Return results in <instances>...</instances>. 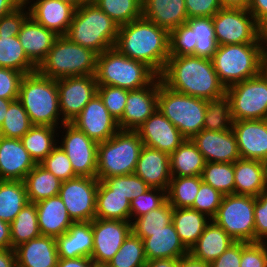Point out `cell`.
I'll return each instance as SVG.
<instances>
[{"instance_id": "cell-50", "label": "cell", "mask_w": 267, "mask_h": 267, "mask_svg": "<svg viewBox=\"0 0 267 267\" xmlns=\"http://www.w3.org/2000/svg\"><path fill=\"white\" fill-rule=\"evenodd\" d=\"M167 201V191L149 188L130 202L131 221L152 210L158 209ZM133 218V219H132Z\"/></svg>"}, {"instance_id": "cell-30", "label": "cell", "mask_w": 267, "mask_h": 267, "mask_svg": "<svg viewBox=\"0 0 267 267\" xmlns=\"http://www.w3.org/2000/svg\"><path fill=\"white\" fill-rule=\"evenodd\" d=\"M142 16L168 32L188 20L185 0H142Z\"/></svg>"}, {"instance_id": "cell-6", "label": "cell", "mask_w": 267, "mask_h": 267, "mask_svg": "<svg viewBox=\"0 0 267 267\" xmlns=\"http://www.w3.org/2000/svg\"><path fill=\"white\" fill-rule=\"evenodd\" d=\"M158 75L145 63L110 48L97 55L96 81L98 85L136 90L149 85Z\"/></svg>"}, {"instance_id": "cell-17", "label": "cell", "mask_w": 267, "mask_h": 267, "mask_svg": "<svg viewBox=\"0 0 267 267\" xmlns=\"http://www.w3.org/2000/svg\"><path fill=\"white\" fill-rule=\"evenodd\" d=\"M160 82L161 79L157 76L143 88L128 90L123 116L118 121L120 130L136 131L156 111Z\"/></svg>"}, {"instance_id": "cell-57", "label": "cell", "mask_w": 267, "mask_h": 267, "mask_svg": "<svg viewBox=\"0 0 267 267\" xmlns=\"http://www.w3.org/2000/svg\"><path fill=\"white\" fill-rule=\"evenodd\" d=\"M24 74L8 68H0V98L17 100Z\"/></svg>"}, {"instance_id": "cell-27", "label": "cell", "mask_w": 267, "mask_h": 267, "mask_svg": "<svg viewBox=\"0 0 267 267\" xmlns=\"http://www.w3.org/2000/svg\"><path fill=\"white\" fill-rule=\"evenodd\" d=\"M55 239L59 258H91L93 252L92 221L74 222L64 234Z\"/></svg>"}, {"instance_id": "cell-4", "label": "cell", "mask_w": 267, "mask_h": 267, "mask_svg": "<svg viewBox=\"0 0 267 267\" xmlns=\"http://www.w3.org/2000/svg\"><path fill=\"white\" fill-rule=\"evenodd\" d=\"M118 31V24L91 2L75 10L65 36L98 55L115 46Z\"/></svg>"}, {"instance_id": "cell-63", "label": "cell", "mask_w": 267, "mask_h": 267, "mask_svg": "<svg viewBox=\"0 0 267 267\" xmlns=\"http://www.w3.org/2000/svg\"><path fill=\"white\" fill-rule=\"evenodd\" d=\"M12 248L10 224L0 220V250Z\"/></svg>"}, {"instance_id": "cell-55", "label": "cell", "mask_w": 267, "mask_h": 267, "mask_svg": "<svg viewBox=\"0 0 267 267\" xmlns=\"http://www.w3.org/2000/svg\"><path fill=\"white\" fill-rule=\"evenodd\" d=\"M240 267H267V242H241Z\"/></svg>"}, {"instance_id": "cell-36", "label": "cell", "mask_w": 267, "mask_h": 267, "mask_svg": "<svg viewBox=\"0 0 267 267\" xmlns=\"http://www.w3.org/2000/svg\"><path fill=\"white\" fill-rule=\"evenodd\" d=\"M24 184L28 201L37 203L58 195L62 181L40 164H36L26 175Z\"/></svg>"}, {"instance_id": "cell-43", "label": "cell", "mask_w": 267, "mask_h": 267, "mask_svg": "<svg viewBox=\"0 0 267 267\" xmlns=\"http://www.w3.org/2000/svg\"><path fill=\"white\" fill-rule=\"evenodd\" d=\"M174 208L166 201L158 209L135 218L132 224V232L142 240L150 236V233L158 232L172 223Z\"/></svg>"}, {"instance_id": "cell-5", "label": "cell", "mask_w": 267, "mask_h": 267, "mask_svg": "<svg viewBox=\"0 0 267 267\" xmlns=\"http://www.w3.org/2000/svg\"><path fill=\"white\" fill-rule=\"evenodd\" d=\"M143 146L139 134L132 130H119L110 139L100 142L96 178L101 181L133 174Z\"/></svg>"}, {"instance_id": "cell-15", "label": "cell", "mask_w": 267, "mask_h": 267, "mask_svg": "<svg viewBox=\"0 0 267 267\" xmlns=\"http://www.w3.org/2000/svg\"><path fill=\"white\" fill-rule=\"evenodd\" d=\"M59 108L65 123H71L97 94L95 75L65 77L57 80Z\"/></svg>"}, {"instance_id": "cell-28", "label": "cell", "mask_w": 267, "mask_h": 267, "mask_svg": "<svg viewBox=\"0 0 267 267\" xmlns=\"http://www.w3.org/2000/svg\"><path fill=\"white\" fill-rule=\"evenodd\" d=\"M235 194L257 197L267 190V163L238 159L234 162Z\"/></svg>"}, {"instance_id": "cell-66", "label": "cell", "mask_w": 267, "mask_h": 267, "mask_svg": "<svg viewBox=\"0 0 267 267\" xmlns=\"http://www.w3.org/2000/svg\"><path fill=\"white\" fill-rule=\"evenodd\" d=\"M179 259H153L146 262L144 267H178Z\"/></svg>"}, {"instance_id": "cell-24", "label": "cell", "mask_w": 267, "mask_h": 267, "mask_svg": "<svg viewBox=\"0 0 267 267\" xmlns=\"http://www.w3.org/2000/svg\"><path fill=\"white\" fill-rule=\"evenodd\" d=\"M134 173L150 188L167 191L172 178L170 155L158 149L143 146Z\"/></svg>"}, {"instance_id": "cell-64", "label": "cell", "mask_w": 267, "mask_h": 267, "mask_svg": "<svg viewBox=\"0 0 267 267\" xmlns=\"http://www.w3.org/2000/svg\"><path fill=\"white\" fill-rule=\"evenodd\" d=\"M0 267H17L15 249L0 250Z\"/></svg>"}, {"instance_id": "cell-70", "label": "cell", "mask_w": 267, "mask_h": 267, "mask_svg": "<svg viewBox=\"0 0 267 267\" xmlns=\"http://www.w3.org/2000/svg\"><path fill=\"white\" fill-rule=\"evenodd\" d=\"M13 100H8V99H3L0 98V127L4 121L7 109L9 107V104L12 102Z\"/></svg>"}, {"instance_id": "cell-1", "label": "cell", "mask_w": 267, "mask_h": 267, "mask_svg": "<svg viewBox=\"0 0 267 267\" xmlns=\"http://www.w3.org/2000/svg\"><path fill=\"white\" fill-rule=\"evenodd\" d=\"M159 77L170 89L207 101L226 94V88L208 58L194 55L169 56Z\"/></svg>"}, {"instance_id": "cell-53", "label": "cell", "mask_w": 267, "mask_h": 267, "mask_svg": "<svg viewBox=\"0 0 267 267\" xmlns=\"http://www.w3.org/2000/svg\"><path fill=\"white\" fill-rule=\"evenodd\" d=\"M223 194L214 189L212 186L202 182L199 191L195 197L191 209L197 210L213 219L221 205Z\"/></svg>"}, {"instance_id": "cell-21", "label": "cell", "mask_w": 267, "mask_h": 267, "mask_svg": "<svg viewBox=\"0 0 267 267\" xmlns=\"http://www.w3.org/2000/svg\"><path fill=\"white\" fill-rule=\"evenodd\" d=\"M240 158L267 163V119L233 121Z\"/></svg>"}, {"instance_id": "cell-23", "label": "cell", "mask_w": 267, "mask_h": 267, "mask_svg": "<svg viewBox=\"0 0 267 267\" xmlns=\"http://www.w3.org/2000/svg\"><path fill=\"white\" fill-rule=\"evenodd\" d=\"M35 165L20 139L0 136V180L24 181Z\"/></svg>"}, {"instance_id": "cell-14", "label": "cell", "mask_w": 267, "mask_h": 267, "mask_svg": "<svg viewBox=\"0 0 267 267\" xmlns=\"http://www.w3.org/2000/svg\"><path fill=\"white\" fill-rule=\"evenodd\" d=\"M66 129V130H65ZM60 146L79 177L96 178L98 144L72 123H64Z\"/></svg>"}, {"instance_id": "cell-60", "label": "cell", "mask_w": 267, "mask_h": 267, "mask_svg": "<svg viewBox=\"0 0 267 267\" xmlns=\"http://www.w3.org/2000/svg\"><path fill=\"white\" fill-rule=\"evenodd\" d=\"M241 262V242H235L226 249L216 260L211 267H240Z\"/></svg>"}, {"instance_id": "cell-16", "label": "cell", "mask_w": 267, "mask_h": 267, "mask_svg": "<svg viewBox=\"0 0 267 267\" xmlns=\"http://www.w3.org/2000/svg\"><path fill=\"white\" fill-rule=\"evenodd\" d=\"M92 231L91 259L96 265L106 266L132 232V224L131 221L95 218L92 221Z\"/></svg>"}, {"instance_id": "cell-40", "label": "cell", "mask_w": 267, "mask_h": 267, "mask_svg": "<svg viewBox=\"0 0 267 267\" xmlns=\"http://www.w3.org/2000/svg\"><path fill=\"white\" fill-rule=\"evenodd\" d=\"M0 68H8L26 74L37 71L28 59L18 36H0Z\"/></svg>"}, {"instance_id": "cell-9", "label": "cell", "mask_w": 267, "mask_h": 267, "mask_svg": "<svg viewBox=\"0 0 267 267\" xmlns=\"http://www.w3.org/2000/svg\"><path fill=\"white\" fill-rule=\"evenodd\" d=\"M157 108L186 139H192L203 129L206 114L204 99L179 93L160 82Z\"/></svg>"}, {"instance_id": "cell-2", "label": "cell", "mask_w": 267, "mask_h": 267, "mask_svg": "<svg viewBox=\"0 0 267 267\" xmlns=\"http://www.w3.org/2000/svg\"><path fill=\"white\" fill-rule=\"evenodd\" d=\"M114 48L145 63L159 76L169 58V32L142 16L119 26Z\"/></svg>"}, {"instance_id": "cell-49", "label": "cell", "mask_w": 267, "mask_h": 267, "mask_svg": "<svg viewBox=\"0 0 267 267\" xmlns=\"http://www.w3.org/2000/svg\"><path fill=\"white\" fill-rule=\"evenodd\" d=\"M101 181L113 191V194L124 195L130 202L150 188L135 173L105 178Z\"/></svg>"}, {"instance_id": "cell-20", "label": "cell", "mask_w": 267, "mask_h": 267, "mask_svg": "<svg viewBox=\"0 0 267 267\" xmlns=\"http://www.w3.org/2000/svg\"><path fill=\"white\" fill-rule=\"evenodd\" d=\"M191 140L206 162L234 163L240 159L236 135L232 129L223 131L202 129Z\"/></svg>"}, {"instance_id": "cell-35", "label": "cell", "mask_w": 267, "mask_h": 267, "mask_svg": "<svg viewBox=\"0 0 267 267\" xmlns=\"http://www.w3.org/2000/svg\"><path fill=\"white\" fill-rule=\"evenodd\" d=\"M95 218L131 221L130 201L124 195L113 194L112 190L99 181Z\"/></svg>"}, {"instance_id": "cell-39", "label": "cell", "mask_w": 267, "mask_h": 267, "mask_svg": "<svg viewBox=\"0 0 267 267\" xmlns=\"http://www.w3.org/2000/svg\"><path fill=\"white\" fill-rule=\"evenodd\" d=\"M185 23L192 29L195 56L211 59L219 46L212 17H192Z\"/></svg>"}, {"instance_id": "cell-54", "label": "cell", "mask_w": 267, "mask_h": 267, "mask_svg": "<svg viewBox=\"0 0 267 267\" xmlns=\"http://www.w3.org/2000/svg\"><path fill=\"white\" fill-rule=\"evenodd\" d=\"M195 56L192 29L186 24H181L169 32V56Z\"/></svg>"}, {"instance_id": "cell-22", "label": "cell", "mask_w": 267, "mask_h": 267, "mask_svg": "<svg viewBox=\"0 0 267 267\" xmlns=\"http://www.w3.org/2000/svg\"><path fill=\"white\" fill-rule=\"evenodd\" d=\"M25 0L29 16L58 36L66 35L76 8L60 0ZM32 3V4H30Z\"/></svg>"}, {"instance_id": "cell-42", "label": "cell", "mask_w": 267, "mask_h": 267, "mask_svg": "<svg viewBox=\"0 0 267 267\" xmlns=\"http://www.w3.org/2000/svg\"><path fill=\"white\" fill-rule=\"evenodd\" d=\"M201 176L172 177L167 189V201L173 208H190L193 205Z\"/></svg>"}, {"instance_id": "cell-29", "label": "cell", "mask_w": 267, "mask_h": 267, "mask_svg": "<svg viewBox=\"0 0 267 267\" xmlns=\"http://www.w3.org/2000/svg\"><path fill=\"white\" fill-rule=\"evenodd\" d=\"M35 204L41 235L56 238L64 234L74 223L59 195L41 200Z\"/></svg>"}, {"instance_id": "cell-56", "label": "cell", "mask_w": 267, "mask_h": 267, "mask_svg": "<svg viewBox=\"0 0 267 267\" xmlns=\"http://www.w3.org/2000/svg\"><path fill=\"white\" fill-rule=\"evenodd\" d=\"M27 6L22 2L11 13L0 18V36H18L22 24L29 17V10L26 11Z\"/></svg>"}, {"instance_id": "cell-41", "label": "cell", "mask_w": 267, "mask_h": 267, "mask_svg": "<svg viewBox=\"0 0 267 267\" xmlns=\"http://www.w3.org/2000/svg\"><path fill=\"white\" fill-rule=\"evenodd\" d=\"M12 249L40 236L37 207L28 202L10 223Z\"/></svg>"}, {"instance_id": "cell-10", "label": "cell", "mask_w": 267, "mask_h": 267, "mask_svg": "<svg viewBox=\"0 0 267 267\" xmlns=\"http://www.w3.org/2000/svg\"><path fill=\"white\" fill-rule=\"evenodd\" d=\"M255 197L229 194L222 198L217 214L212 219L236 242H255Z\"/></svg>"}, {"instance_id": "cell-46", "label": "cell", "mask_w": 267, "mask_h": 267, "mask_svg": "<svg viewBox=\"0 0 267 267\" xmlns=\"http://www.w3.org/2000/svg\"><path fill=\"white\" fill-rule=\"evenodd\" d=\"M118 26L142 17V0H94Z\"/></svg>"}, {"instance_id": "cell-13", "label": "cell", "mask_w": 267, "mask_h": 267, "mask_svg": "<svg viewBox=\"0 0 267 267\" xmlns=\"http://www.w3.org/2000/svg\"><path fill=\"white\" fill-rule=\"evenodd\" d=\"M99 180L90 177H75L62 181L59 196L73 222L95 219L96 195Z\"/></svg>"}, {"instance_id": "cell-33", "label": "cell", "mask_w": 267, "mask_h": 267, "mask_svg": "<svg viewBox=\"0 0 267 267\" xmlns=\"http://www.w3.org/2000/svg\"><path fill=\"white\" fill-rule=\"evenodd\" d=\"M211 220L205 214L191 208H174L172 217L176 232L188 250L197 242Z\"/></svg>"}, {"instance_id": "cell-51", "label": "cell", "mask_w": 267, "mask_h": 267, "mask_svg": "<svg viewBox=\"0 0 267 267\" xmlns=\"http://www.w3.org/2000/svg\"><path fill=\"white\" fill-rule=\"evenodd\" d=\"M40 165L61 181L77 177L68 156L60 145H56Z\"/></svg>"}, {"instance_id": "cell-12", "label": "cell", "mask_w": 267, "mask_h": 267, "mask_svg": "<svg viewBox=\"0 0 267 267\" xmlns=\"http://www.w3.org/2000/svg\"><path fill=\"white\" fill-rule=\"evenodd\" d=\"M233 121L267 119V76H257L226 88Z\"/></svg>"}, {"instance_id": "cell-26", "label": "cell", "mask_w": 267, "mask_h": 267, "mask_svg": "<svg viewBox=\"0 0 267 267\" xmlns=\"http://www.w3.org/2000/svg\"><path fill=\"white\" fill-rule=\"evenodd\" d=\"M17 267H56L59 260L55 237L40 235L15 248Z\"/></svg>"}, {"instance_id": "cell-58", "label": "cell", "mask_w": 267, "mask_h": 267, "mask_svg": "<svg viewBox=\"0 0 267 267\" xmlns=\"http://www.w3.org/2000/svg\"><path fill=\"white\" fill-rule=\"evenodd\" d=\"M255 242H267V190L255 197Z\"/></svg>"}, {"instance_id": "cell-71", "label": "cell", "mask_w": 267, "mask_h": 267, "mask_svg": "<svg viewBox=\"0 0 267 267\" xmlns=\"http://www.w3.org/2000/svg\"><path fill=\"white\" fill-rule=\"evenodd\" d=\"M60 1L69 3L77 9L78 7H80L84 4H87V3H91L94 0H60Z\"/></svg>"}, {"instance_id": "cell-45", "label": "cell", "mask_w": 267, "mask_h": 267, "mask_svg": "<svg viewBox=\"0 0 267 267\" xmlns=\"http://www.w3.org/2000/svg\"><path fill=\"white\" fill-rule=\"evenodd\" d=\"M146 262L143 240L131 232L106 267H144Z\"/></svg>"}, {"instance_id": "cell-69", "label": "cell", "mask_w": 267, "mask_h": 267, "mask_svg": "<svg viewBox=\"0 0 267 267\" xmlns=\"http://www.w3.org/2000/svg\"><path fill=\"white\" fill-rule=\"evenodd\" d=\"M262 72L267 76V34H263Z\"/></svg>"}, {"instance_id": "cell-18", "label": "cell", "mask_w": 267, "mask_h": 267, "mask_svg": "<svg viewBox=\"0 0 267 267\" xmlns=\"http://www.w3.org/2000/svg\"><path fill=\"white\" fill-rule=\"evenodd\" d=\"M71 123L97 143L110 139L120 130L118 121L110 115L98 94Z\"/></svg>"}, {"instance_id": "cell-52", "label": "cell", "mask_w": 267, "mask_h": 267, "mask_svg": "<svg viewBox=\"0 0 267 267\" xmlns=\"http://www.w3.org/2000/svg\"><path fill=\"white\" fill-rule=\"evenodd\" d=\"M97 94L110 115L119 121L123 116L128 90L116 86L98 85Z\"/></svg>"}, {"instance_id": "cell-67", "label": "cell", "mask_w": 267, "mask_h": 267, "mask_svg": "<svg viewBox=\"0 0 267 267\" xmlns=\"http://www.w3.org/2000/svg\"><path fill=\"white\" fill-rule=\"evenodd\" d=\"M22 0H0V18L16 9Z\"/></svg>"}, {"instance_id": "cell-44", "label": "cell", "mask_w": 267, "mask_h": 267, "mask_svg": "<svg viewBox=\"0 0 267 267\" xmlns=\"http://www.w3.org/2000/svg\"><path fill=\"white\" fill-rule=\"evenodd\" d=\"M202 181L221 194H235L234 163L206 162Z\"/></svg>"}, {"instance_id": "cell-59", "label": "cell", "mask_w": 267, "mask_h": 267, "mask_svg": "<svg viewBox=\"0 0 267 267\" xmlns=\"http://www.w3.org/2000/svg\"><path fill=\"white\" fill-rule=\"evenodd\" d=\"M188 19L213 17L221 8L220 0H185Z\"/></svg>"}, {"instance_id": "cell-61", "label": "cell", "mask_w": 267, "mask_h": 267, "mask_svg": "<svg viewBox=\"0 0 267 267\" xmlns=\"http://www.w3.org/2000/svg\"><path fill=\"white\" fill-rule=\"evenodd\" d=\"M248 11L265 30L267 28V0H251L248 5Z\"/></svg>"}, {"instance_id": "cell-8", "label": "cell", "mask_w": 267, "mask_h": 267, "mask_svg": "<svg viewBox=\"0 0 267 267\" xmlns=\"http://www.w3.org/2000/svg\"><path fill=\"white\" fill-rule=\"evenodd\" d=\"M263 43L219 45L211 58L225 88L262 72Z\"/></svg>"}, {"instance_id": "cell-48", "label": "cell", "mask_w": 267, "mask_h": 267, "mask_svg": "<svg viewBox=\"0 0 267 267\" xmlns=\"http://www.w3.org/2000/svg\"><path fill=\"white\" fill-rule=\"evenodd\" d=\"M33 124L21 102L13 100L7 109L4 121L0 127V136L21 139Z\"/></svg>"}, {"instance_id": "cell-32", "label": "cell", "mask_w": 267, "mask_h": 267, "mask_svg": "<svg viewBox=\"0 0 267 267\" xmlns=\"http://www.w3.org/2000/svg\"><path fill=\"white\" fill-rule=\"evenodd\" d=\"M236 241L213 220L206 226L189 253L206 263H212Z\"/></svg>"}, {"instance_id": "cell-37", "label": "cell", "mask_w": 267, "mask_h": 267, "mask_svg": "<svg viewBox=\"0 0 267 267\" xmlns=\"http://www.w3.org/2000/svg\"><path fill=\"white\" fill-rule=\"evenodd\" d=\"M56 130V127L33 125L20 139L36 164H40L59 144V141L54 139L58 135Z\"/></svg>"}, {"instance_id": "cell-19", "label": "cell", "mask_w": 267, "mask_h": 267, "mask_svg": "<svg viewBox=\"0 0 267 267\" xmlns=\"http://www.w3.org/2000/svg\"><path fill=\"white\" fill-rule=\"evenodd\" d=\"M144 146L158 149L171 155L186 138L157 108L146 121L137 128Z\"/></svg>"}, {"instance_id": "cell-47", "label": "cell", "mask_w": 267, "mask_h": 267, "mask_svg": "<svg viewBox=\"0 0 267 267\" xmlns=\"http://www.w3.org/2000/svg\"><path fill=\"white\" fill-rule=\"evenodd\" d=\"M231 102L225 94L223 97L206 100L204 130L223 131L232 129Z\"/></svg>"}, {"instance_id": "cell-31", "label": "cell", "mask_w": 267, "mask_h": 267, "mask_svg": "<svg viewBox=\"0 0 267 267\" xmlns=\"http://www.w3.org/2000/svg\"><path fill=\"white\" fill-rule=\"evenodd\" d=\"M147 261L153 259H179L189 253L181 242L173 223L143 239Z\"/></svg>"}, {"instance_id": "cell-3", "label": "cell", "mask_w": 267, "mask_h": 267, "mask_svg": "<svg viewBox=\"0 0 267 267\" xmlns=\"http://www.w3.org/2000/svg\"><path fill=\"white\" fill-rule=\"evenodd\" d=\"M18 100L33 125L58 128L61 121L60 128L65 123L63 118H60L57 80L43 76L38 71L24 75Z\"/></svg>"}, {"instance_id": "cell-7", "label": "cell", "mask_w": 267, "mask_h": 267, "mask_svg": "<svg viewBox=\"0 0 267 267\" xmlns=\"http://www.w3.org/2000/svg\"><path fill=\"white\" fill-rule=\"evenodd\" d=\"M97 54L67 36H58L46 59L37 71L46 77L58 80L65 77L95 75Z\"/></svg>"}, {"instance_id": "cell-38", "label": "cell", "mask_w": 267, "mask_h": 267, "mask_svg": "<svg viewBox=\"0 0 267 267\" xmlns=\"http://www.w3.org/2000/svg\"><path fill=\"white\" fill-rule=\"evenodd\" d=\"M28 202L24 181L0 180V220L10 224Z\"/></svg>"}, {"instance_id": "cell-68", "label": "cell", "mask_w": 267, "mask_h": 267, "mask_svg": "<svg viewBox=\"0 0 267 267\" xmlns=\"http://www.w3.org/2000/svg\"><path fill=\"white\" fill-rule=\"evenodd\" d=\"M251 0H220L222 8L248 9Z\"/></svg>"}, {"instance_id": "cell-25", "label": "cell", "mask_w": 267, "mask_h": 267, "mask_svg": "<svg viewBox=\"0 0 267 267\" xmlns=\"http://www.w3.org/2000/svg\"><path fill=\"white\" fill-rule=\"evenodd\" d=\"M58 35L30 16L21 26L18 38L28 59L38 68L46 59Z\"/></svg>"}, {"instance_id": "cell-72", "label": "cell", "mask_w": 267, "mask_h": 267, "mask_svg": "<svg viewBox=\"0 0 267 267\" xmlns=\"http://www.w3.org/2000/svg\"><path fill=\"white\" fill-rule=\"evenodd\" d=\"M95 267H106L105 265H96Z\"/></svg>"}, {"instance_id": "cell-11", "label": "cell", "mask_w": 267, "mask_h": 267, "mask_svg": "<svg viewBox=\"0 0 267 267\" xmlns=\"http://www.w3.org/2000/svg\"><path fill=\"white\" fill-rule=\"evenodd\" d=\"M212 21L218 45L263 43L264 29L248 9L221 8Z\"/></svg>"}, {"instance_id": "cell-65", "label": "cell", "mask_w": 267, "mask_h": 267, "mask_svg": "<svg viewBox=\"0 0 267 267\" xmlns=\"http://www.w3.org/2000/svg\"><path fill=\"white\" fill-rule=\"evenodd\" d=\"M178 267H211L210 263L203 262L195 257H193L190 253L184 255L179 258Z\"/></svg>"}, {"instance_id": "cell-34", "label": "cell", "mask_w": 267, "mask_h": 267, "mask_svg": "<svg viewBox=\"0 0 267 267\" xmlns=\"http://www.w3.org/2000/svg\"><path fill=\"white\" fill-rule=\"evenodd\" d=\"M206 161L191 139H186L171 155L172 177L201 176Z\"/></svg>"}, {"instance_id": "cell-62", "label": "cell", "mask_w": 267, "mask_h": 267, "mask_svg": "<svg viewBox=\"0 0 267 267\" xmlns=\"http://www.w3.org/2000/svg\"><path fill=\"white\" fill-rule=\"evenodd\" d=\"M96 264L91 258L79 257L75 259H62L59 258L56 267H95Z\"/></svg>"}]
</instances>
